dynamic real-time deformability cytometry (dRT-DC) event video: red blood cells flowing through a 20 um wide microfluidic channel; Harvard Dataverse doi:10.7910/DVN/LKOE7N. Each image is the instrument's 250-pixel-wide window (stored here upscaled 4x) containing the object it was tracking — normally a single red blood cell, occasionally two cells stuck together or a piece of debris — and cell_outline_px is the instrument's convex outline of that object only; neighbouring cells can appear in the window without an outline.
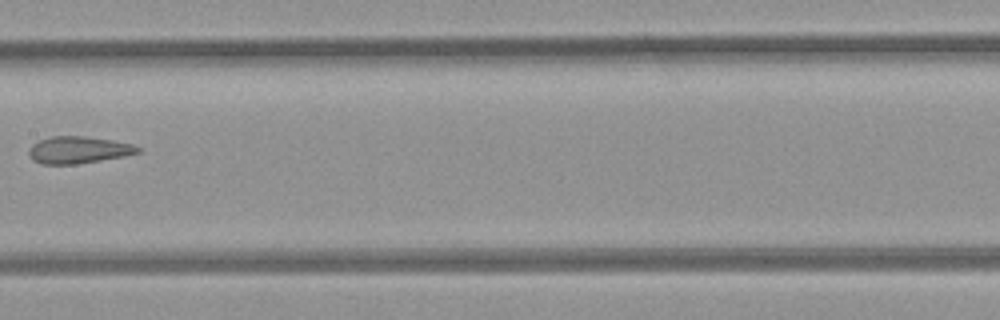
{"species": "common noctule bat (a hibernating species)", "species_latin": "Nyctalus noctula", "temperature_condition": "room temperature", "stored_images_in_passage": 10, "camera_frame_rate_fps": 3000, "um_per_image_px": 0.085, "animal": {"sex": "female", "body_mass_g": 21.9}, "frame": {"image": 1, "passage_image": 9, "time_ms": 2.667, "image_size_px": [1000, 320], "cell_outline_px": [[144, 148], [140, 152], [124, 156], [76, 164], [40, 164], [32, 160], [28, 156], [28, 148], [32, 144], [40, 140], [52, 136], [84, 136], [112, 140], [132, 144]], "centroid_in_image_um": [6.65, 12.74], "position_along_channel_um": 200.8, "area_um2": 17.28}}
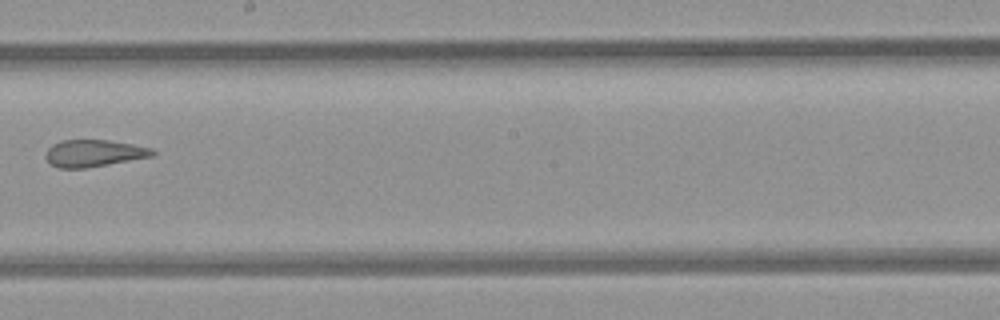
{"frame": {"image": 2, "passage_image": 10, "time_ms": 3.0, "image_size_px": [1000, 320], "cell_outline_px": [[156, 152], [152, 156], [108, 164], [84, 168], [60, 168], [52, 164], [44, 156], [48, 148], [52, 144], [60, 140], [108, 140], [132, 144], [152, 148]], "centroid_in_image_um": [7.96, 13.01], "position_along_channel_um": 240.2, "area_um2": 16.65}}